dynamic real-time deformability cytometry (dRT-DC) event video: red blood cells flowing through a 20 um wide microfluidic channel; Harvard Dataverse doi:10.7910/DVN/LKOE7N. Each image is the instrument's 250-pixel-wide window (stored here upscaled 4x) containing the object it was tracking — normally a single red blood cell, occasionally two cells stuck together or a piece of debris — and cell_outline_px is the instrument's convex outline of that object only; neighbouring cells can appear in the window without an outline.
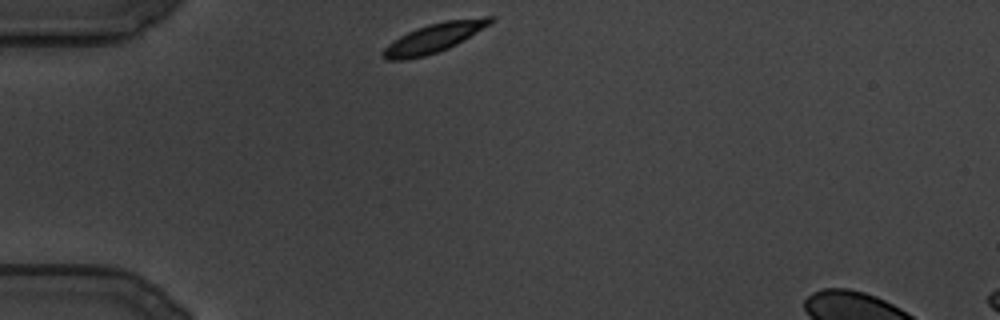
{"species": "common noctule bat (a hibernating species)", "species_latin": "Nyctalus noctula", "temperature_condition": "cold", "stored_images_in_passage": 78, "camera_frame_rate_fps": 3000, "um_per_image_px": 0.085, "animal": {"sex": "male", "body_mass_g": 19.5, "forearm_length_mm": 54.6}, "frame": {"image": 1, "passage_image": 1, "time_ms": 0.0, "image_size_px": [1000, 320], "cell_outline_px": [[496, 20], [492, 24], [456, 44], [448, 48], [424, 56], [404, 60], [384, 60], [380, 52], [388, 44], [400, 36], [416, 28], [428, 24], [444, 20], [484, 16], [492, 16]], "centroid_in_image_um": [36.91, 3.2], "position_along_channel_um": 48.1, "area_um2": 18.44}}
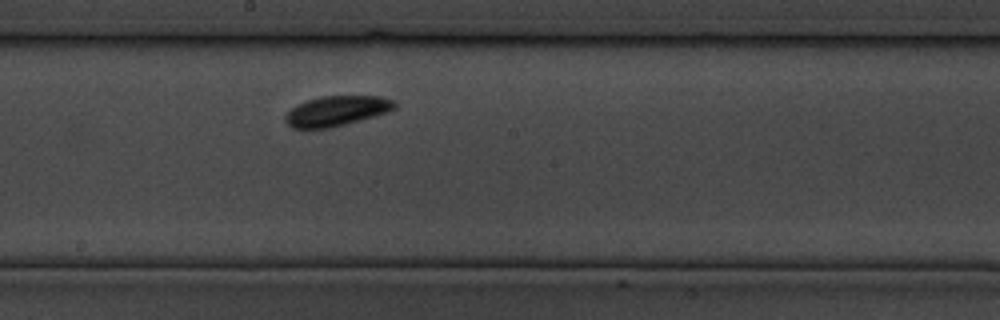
{"frame": {"image": 2, "passage_image": 38, "time_ms": 12.333, "image_size_px": [1000, 320], "cell_outline_px": [[396, 108], [388, 112], [360, 120], [328, 128], [292, 128], [284, 120], [284, 116], [296, 104], [320, 96], [380, 96], [392, 100], [396, 104]], "centroid_in_image_um": [28.6, 9.42], "position_along_channel_um": 219.6, "area_um2": 19.02}}
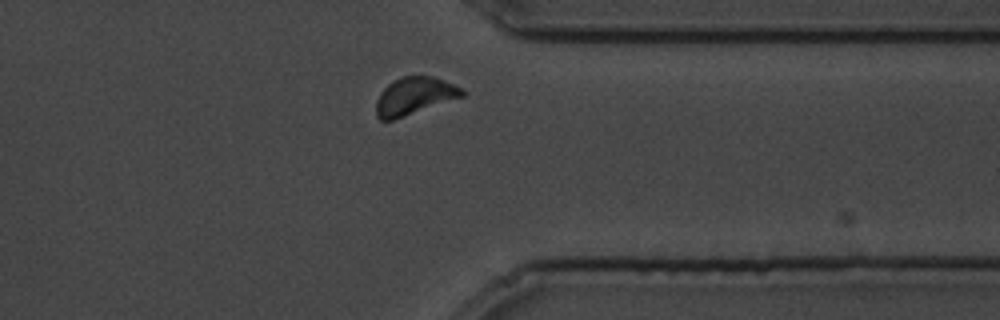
{"frame": {"image": 3, "passage_image": 68, "time_ms": 22.333, "image_size_px": [1000, 320], "cell_outline_px": [[464, 96], [392, 120], [380, 120], [376, 116], [376, 100], [380, 92], [388, 84], [400, 76], [436, 76], [460, 88], [464, 92]], "centroid_in_image_um": [35.18, 8.15], "position_along_channel_um": 376.2, "area_um2": 18.61}}